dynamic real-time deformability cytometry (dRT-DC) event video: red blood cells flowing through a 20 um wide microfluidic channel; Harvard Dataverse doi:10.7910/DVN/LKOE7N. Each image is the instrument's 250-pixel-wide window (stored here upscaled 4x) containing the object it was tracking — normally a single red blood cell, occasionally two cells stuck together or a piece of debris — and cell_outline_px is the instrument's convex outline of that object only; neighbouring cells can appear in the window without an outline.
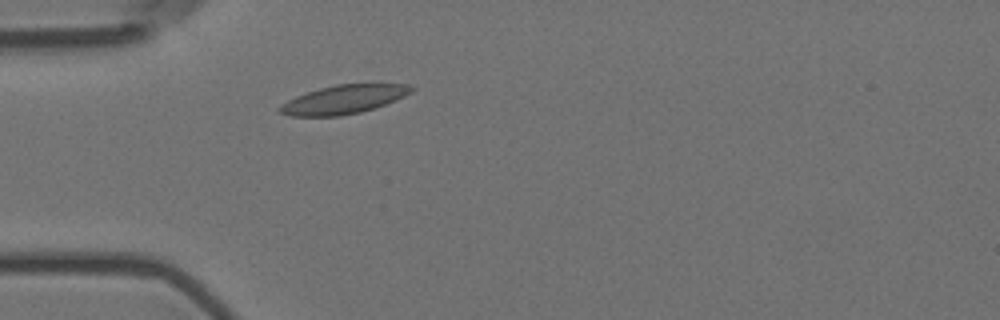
{"species": "Egyptian fruit bat (a non-hibernating species)", "species_latin": "Rousettus aegyptiacus", "temperature_condition": "room temperature", "stored_images_in_passage": 3, "camera_frame_rate_fps": 3000, "um_per_image_px": 0.085, "animal": {"sex": "female"}, "frame": {"image": 1, "passage_image": 3, "time_ms": 0.667, "image_size_px": [1000, 320], "cell_outline_px": [[416, 88], [412, 92], [396, 100], [360, 112], [340, 116], [288, 116], [280, 112], [276, 108], [280, 104], [296, 96], [320, 88], [336, 84], [408, 84]], "centroid_in_image_um": [29.19, 8.45], "position_along_channel_um": 55.8, "area_um2": 21.91}}